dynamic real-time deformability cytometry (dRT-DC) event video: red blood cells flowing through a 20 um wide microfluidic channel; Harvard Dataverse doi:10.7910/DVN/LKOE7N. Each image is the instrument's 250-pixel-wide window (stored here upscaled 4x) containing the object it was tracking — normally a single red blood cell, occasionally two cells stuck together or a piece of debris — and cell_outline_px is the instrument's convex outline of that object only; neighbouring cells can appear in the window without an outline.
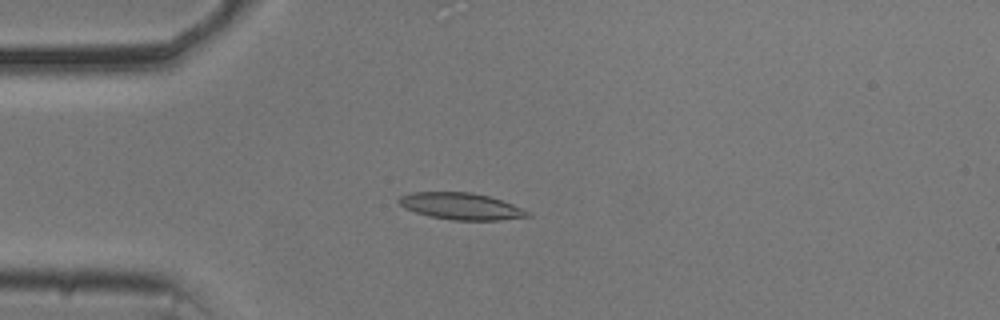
{"species": "common noctule bat (a hibernating species)", "species_latin": "Nyctalus noctula", "temperature_condition": "cold", "stored_images_in_passage": 53, "camera_frame_rate_fps": 3000, "um_per_image_px": 0.085, "animal": {"sex": "male", "body_mass_g": 20.5, "forearm_length_mm": 52.5}, "frame": {"image": 1, "passage_image": 13, "time_ms": 4.0, "image_size_px": [1000, 320], "cell_outline_px": [[532, 216], [500, 220], [452, 220], [428, 216], [404, 208], [396, 200], [400, 196], [412, 192], [472, 192], [488, 196], [512, 204], [532, 212]], "centroid_in_image_um": [39.19, 17.53], "position_along_channel_um": 45.8, "area_um2": 20.11}}
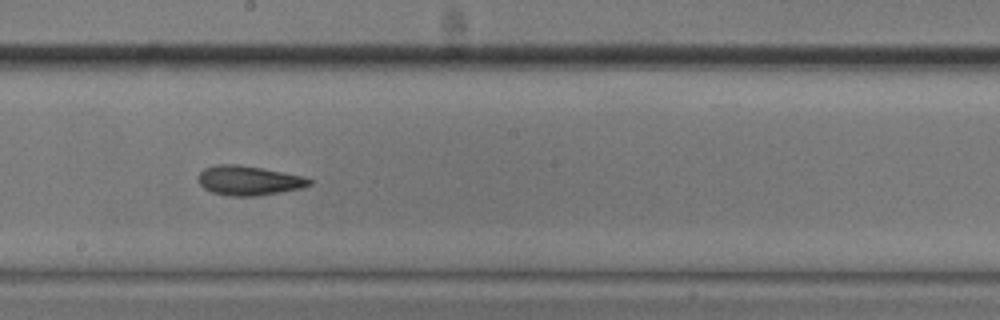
{"frame": {"image": 2, "passage_image": 29, "time_ms": 9.333, "image_size_px": [1000, 320], "cell_outline_px": [[312, 184], [300, 188], [256, 196], [228, 196], [212, 192], [204, 188], [200, 184], [200, 172], [204, 168], [216, 164], [236, 164], [260, 168], [304, 176], [312, 180]], "centroid_in_image_um": [21.14, 15.34], "position_along_channel_um": 227.1, "area_um2": 18.84}}
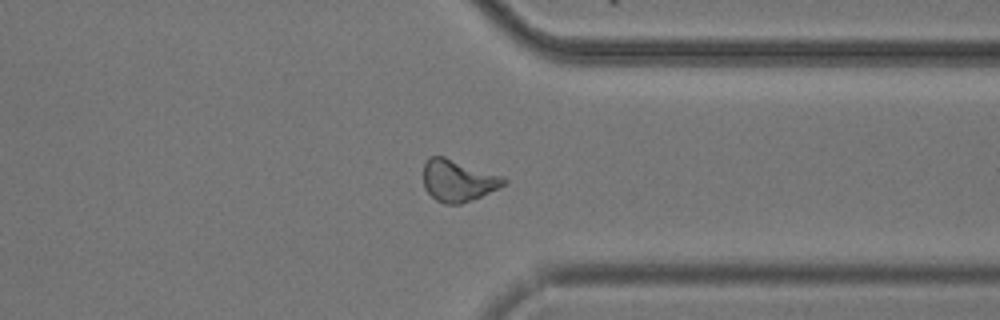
{"frame": {"image": 3, "passage_image": 41, "time_ms": 13.333, "image_size_px": [1000, 320], "cell_outline_px": [[508, 180], [504, 184], [472, 200], [460, 204], [444, 204], [436, 200], [424, 188], [424, 164], [428, 156], [444, 156], [504, 176]], "centroid_in_image_um": [38.91, 15.33], "position_along_channel_um": 372.5, "area_um2": 19.48}, "authors_computed_cell_mechanics": {"area_um2": 19.363, "velocity_mm_per_s": 3.6964, "shape_relaxation_time_tau1_ms": 3.6162, "shape_relaxation_time_tau2_ms": 2.9637, "deformation_change_tau1": 0.1277, "deformation_change_tau2": 0.1098}}